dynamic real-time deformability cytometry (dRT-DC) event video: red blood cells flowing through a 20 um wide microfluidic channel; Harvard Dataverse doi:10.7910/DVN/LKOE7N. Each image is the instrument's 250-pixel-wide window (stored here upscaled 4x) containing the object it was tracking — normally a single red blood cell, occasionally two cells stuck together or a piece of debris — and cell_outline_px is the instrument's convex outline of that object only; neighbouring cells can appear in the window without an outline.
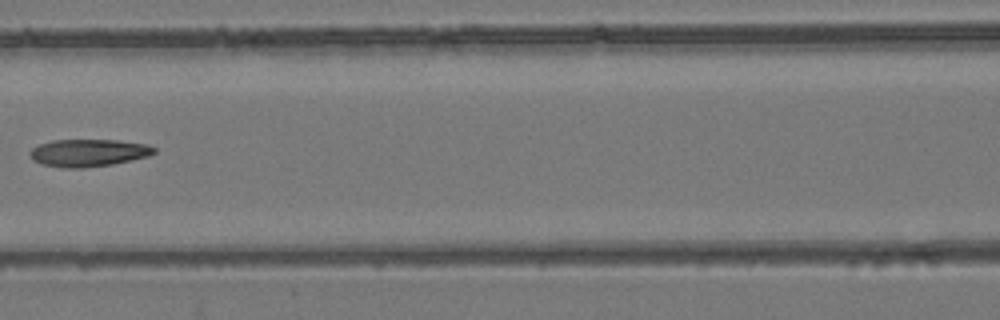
{"species": "common noctule bat (a hibernating species)", "species_latin": "Nyctalus noctula", "temperature_condition": "room temperature", "stored_images_in_passage": 5, "camera_frame_rate_fps": 3000, "um_per_image_px": 0.085, "animal": {"sex": "female", "body_mass_g": 24.6, "forearm_length_mm": 56.2}, "frame": {"image": 1, "passage_image": 4, "time_ms": 3.333, "image_size_px": [1000, 320], "cell_outline_px": [[156, 152], [148, 156], [132, 160], [112, 164], [84, 168], [64, 168], [44, 164], [32, 160], [28, 152], [32, 148], [40, 144], [52, 140], [116, 140], [148, 144], [156, 148]], "centroid_in_image_um": [7.52, 12.99], "position_along_channel_um": 159.1, "area_um2": 19.88}}
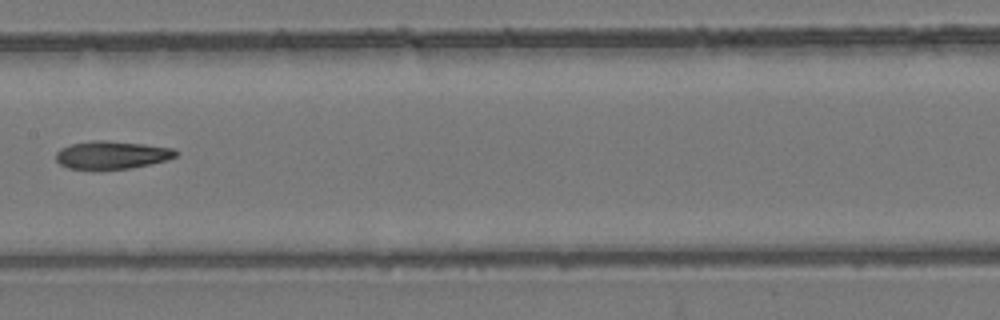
{"frame": {"image": 2, "passage_image": 5, "time_ms": 4.333, "image_size_px": [1000, 320], "cell_outline_px": [[180, 152], [176, 156], [164, 160], [132, 168], [68, 168], [60, 164], [56, 160], [56, 152], [60, 148], [72, 144], [92, 140], [104, 140], [144, 144], [172, 148]], "centroid_in_image_um": [9.49, 13.15], "position_along_channel_um": 197.9, "area_um2": 19.13}}